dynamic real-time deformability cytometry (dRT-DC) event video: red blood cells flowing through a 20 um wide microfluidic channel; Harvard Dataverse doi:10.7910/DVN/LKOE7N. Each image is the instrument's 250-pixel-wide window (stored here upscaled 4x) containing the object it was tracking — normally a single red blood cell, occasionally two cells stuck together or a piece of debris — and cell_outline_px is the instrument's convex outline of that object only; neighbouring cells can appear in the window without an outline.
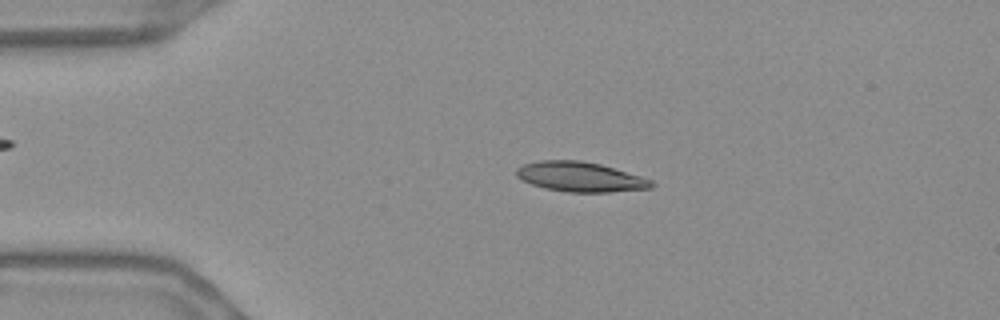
{"species": "Egyptian fruit bat (a non-hibernating species)", "species_latin": "Rousettus aegyptiacus", "temperature_condition": "warm", "stored_images_in_passage": 54, "camera_frame_rate_fps": 3000, "um_per_image_px": 0.085, "frame": {"image": 1, "passage_image": 11, "time_ms": 3.333, "image_size_px": [1000, 320], "cell_outline_px": [[656, 184], [652, 188], [608, 192], [568, 192], [544, 188], [532, 184], [516, 176], [516, 168], [524, 164], [540, 160], [580, 160], [600, 164], [640, 176], [652, 180]], "centroid_in_image_um": [49.33, 15.03], "position_along_channel_um": 35.7, "area_um2": 23.35}}
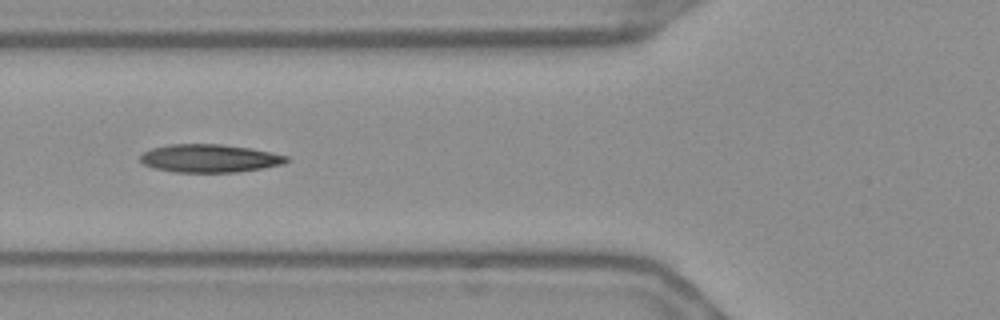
{"frame": {"image": 2, "passage_image": 20, "time_ms": 6.333, "image_size_px": [1000, 320], "cell_outline_px": [[292, 160], [284, 164], [264, 168], [236, 172], [176, 172], [152, 168], [144, 164], [140, 160], [140, 156], [144, 152], [152, 148], [168, 144], [220, 144], [248, 148], [288, 156]], "centroid_in_image_um": [17.82, 13.46], "position_along_channel_um": 108.0, "area_um2": 23.93}}
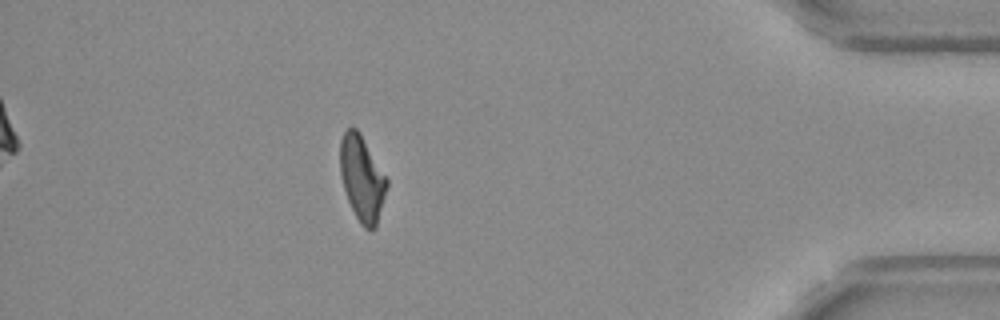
{"frame": {"image": 3, "passage_image": 48, "time_ms": 15.667, "image_size_px": [1000, 320], "cell_outline_px": [[388, 184], [376, 228], [372, 232], [364, 228], [360, 224], [348, 200], [340, 176], [340, 140], [344, 132], [348, 128], [356, 128], [360, 132], [388, 180]], "centroid_in_image_um": [30.77, 15.19], "position_along_channel_um": 404.4, "area_um2": 23.18}, "authors_computed_cell_mechanics": {"area_um2": 23.2934, "velocity_mm_per_s": 3.6747, "shape_relaxation_time_tau1_ms": null, "shape_relaxation_time_tau2_ms": 4.7713, "deformation_change_tau1": null, "deformation_change_tau2": 0.1349}}